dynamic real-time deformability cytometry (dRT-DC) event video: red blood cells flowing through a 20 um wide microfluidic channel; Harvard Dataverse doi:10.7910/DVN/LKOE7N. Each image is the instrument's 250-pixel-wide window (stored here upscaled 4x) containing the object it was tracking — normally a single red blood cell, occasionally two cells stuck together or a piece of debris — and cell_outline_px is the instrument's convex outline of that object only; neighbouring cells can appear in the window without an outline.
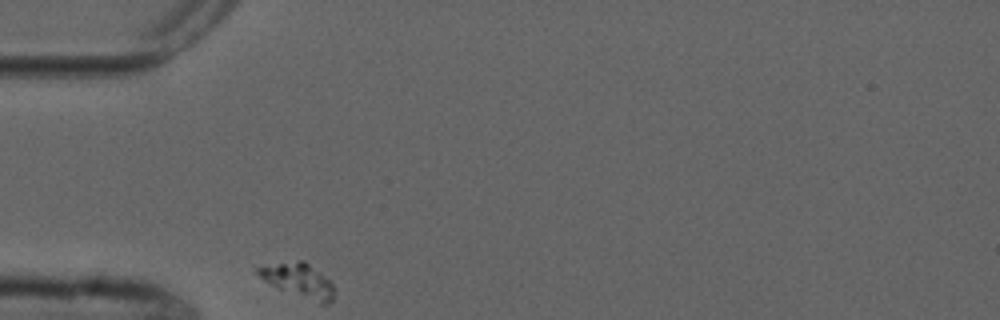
{"species": "common noctule bat (a hibernating species)", "species_latin": "Nyctalus noctula", "temperature_condition": "cold", "stored_images_in_passage": 1, "camera_frame_rate_fps": 3000, "um_per_image_px": 0.085, "animal": {"sex": "male", "forearm_length_mm": 52.5}, "frame": {"image": 1, "passage_image": 1, "time_ms": 0.0, "image_size_px": [1000, 320], "cell_outline_px": [[332, 300], [328, 304], [320, 304], [280, 288], [264, 280], [256, 272], [256, 268], [300, 260], [304, 260], [328, 280], [332, 284]], "centroid_in_image_um": [25.4, 23.84], "position_along_channel_um": 59.6, "area_um2": 14.22}}